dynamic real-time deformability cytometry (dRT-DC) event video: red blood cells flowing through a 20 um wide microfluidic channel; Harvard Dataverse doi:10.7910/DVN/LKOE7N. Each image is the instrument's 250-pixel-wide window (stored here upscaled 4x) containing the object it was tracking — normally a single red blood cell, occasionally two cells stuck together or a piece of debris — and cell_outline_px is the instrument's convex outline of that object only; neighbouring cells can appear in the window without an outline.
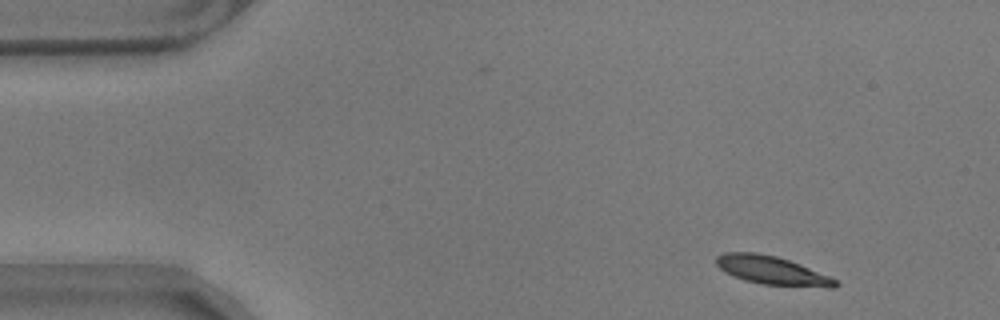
{"species": "common noctule bat (a hibernating species)", "species_latin": "Nyctalus noctula", "temperature_condition": "warm", "stored_images_in_passage": 9, "camera_frame_rate_fps": 3000, "um_per_image_px": 0.085, "animal": {"sex": "male", "body_mass_g": 17.9}, "frame": {"image": 1, "passage_image": 3, "time_ms": 0.667, "image_size_px": [1000, 320], "cell_outline_px": [[840, 284], [836, 288], [828, 288], [764, 284], [744, 280], [732, 276], [724, 272], [716, 264], [716, 256], [724, 252], [756, 252], [776, 256], [800, 264], [828, 276], [836, 280]], "centroid_in_image_um": [65.6, 22.99], "position_along_channel_um": 19.4, "area_um2": 19.77}}